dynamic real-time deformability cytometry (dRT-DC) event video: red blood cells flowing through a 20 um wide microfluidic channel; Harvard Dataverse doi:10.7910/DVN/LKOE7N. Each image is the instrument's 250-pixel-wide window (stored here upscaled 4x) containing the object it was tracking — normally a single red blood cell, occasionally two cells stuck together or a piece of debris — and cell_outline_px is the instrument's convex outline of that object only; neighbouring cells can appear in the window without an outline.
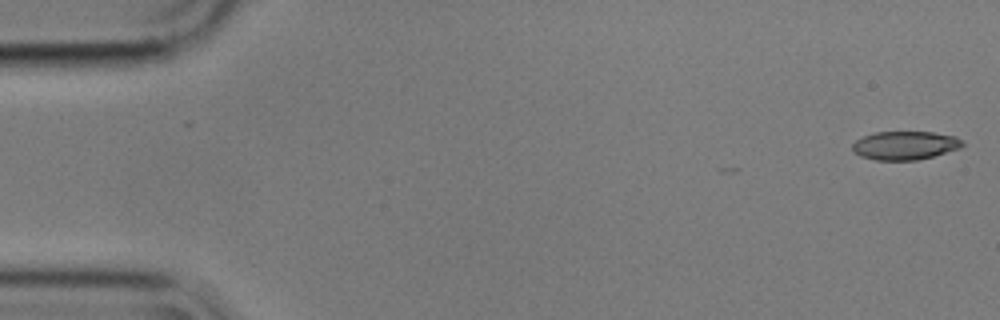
{"species": "common noctule bat (a hibernating species)", "species_latin": "Nyctalus noctula", "temperature_condition": "cold", "stored_images_in_passage": 55, "camera_frame_rate_fps": 3000, "um_per_image_px": 0.085, "animal": {"sex": "male", "body_mass_g": 17.9}, "frame": {"image": 1, "passage_image": 1, "time_ms": 0.0, "image_size_px": [1000, 320], "cell_outline_px": [[964, 144], [960, 148], [932, 156], [916, 160], [876, 160], [860, 156], [852, 152], [852, 144], [856, 140], [864, 136], [876, 132], [932, 132], [956, 136]], "centroid_in_image_um": [76.89, 12.36], "position_along_channel_um": 8.1, "area_um2": 18.21}}
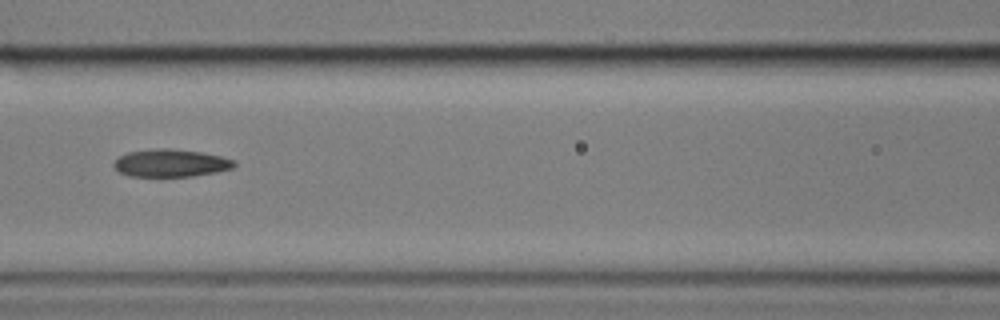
{"frame": {"image": 2, "passage_image": 24, "time_ms": 7.667, "image_size_px": [1000, 320], "cell_outline_px": [[236, 164], [232, 168], [216, 172], [192, 176], [128, 176], [120, 172], [112, 164], [120, 156], [128, 152], [160, 148], [168, 148], [200, 152], [220, 156], [236, 160]], "centroid_in_image_um": [14.53, 13.86], "position_along_channel_um": 152.1, "area_um2": 19.19}}
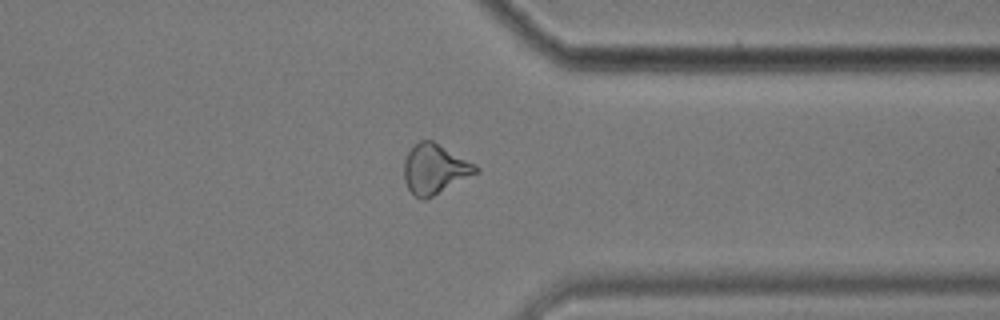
{"frame": {"image": 3, "passage_image": 43, "time_ms": 14.0, "image_size_px": [1000, 320], "cell_outline_px": [[480, 172], [424, 200], [416, 196], [408, 188], [404, 180], [404, 160], [408, 152], [420, 140], [432, 140], [476, 164], [480, 168]], "centroid_in_image_um": [36.98, 14.36], "position_along_channel_um": 374.4, "area_um2": 20.69}, "authors_computed_cell_mechanics": {"area_um2": 19.941, "velocity_mm_per_s": 3.5714, "shape_relaxation_time_tau1_ms": null, "shape_relaxation_time_tau2_ms": 6.7474, "deformation_change_tau1": null, "deformation_change_tau2": 0.1627}}